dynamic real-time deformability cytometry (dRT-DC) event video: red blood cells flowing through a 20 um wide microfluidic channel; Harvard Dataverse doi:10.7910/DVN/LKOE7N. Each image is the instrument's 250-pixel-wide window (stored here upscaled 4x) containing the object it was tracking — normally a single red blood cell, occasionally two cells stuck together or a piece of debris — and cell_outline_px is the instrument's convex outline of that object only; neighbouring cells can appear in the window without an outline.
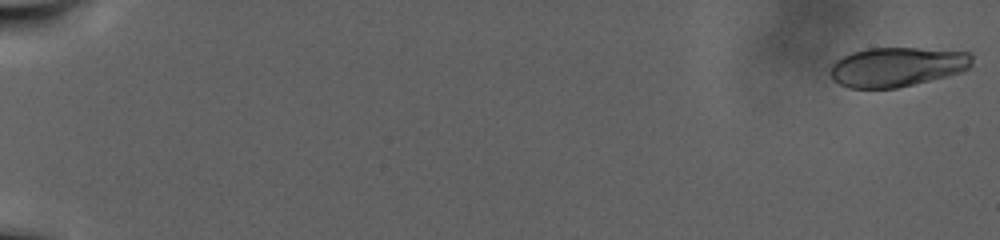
{"species": "human", "species_latin": "Homo sapiens", "temperature_condition": "warm", "stored_images_in_passage": 113, "camera_frame_rate_fps": 3000, "um_per_image_px": 0.085, "donor": {"sex": "male"}, "frame": {"image": 1, "passage_image": 2, "time_ms": 0.333, "image_size_px": [1000, 240], "cell_outline_px": [[972, 64], [968, 68], [960, 72], [896, 88], [848, 88], [832, 80], [828, 72], [832, 64], [836, 60], [852, 52], [868, 48], [920, 48], [968, 52], [972, 56]], "centroid_in_image_um": [76.19, 5.68], "position_along_channel_um": 8.8, "area_um2": 32.43}}
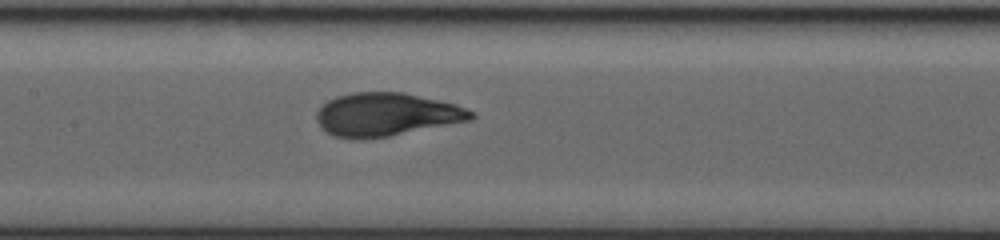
{"frame": {"image": 2, "passage_image": 61, "time_ms": 20.0, "image_size_px": [1000, 240], "cell_outline_px": [[476, 116], [472, 120], [388, 136], [364, 140], [352, 140], [332, 136], [320, 128], [316, 120], [316, 112], [328, 100], [336, 96], [352, 92], [404, 92], [456, 104], [476, 112]], "centroid_in_image_um": [32.82, 9.74], "position_along_channel_um": 174.6, "area_um2": 39.42}}
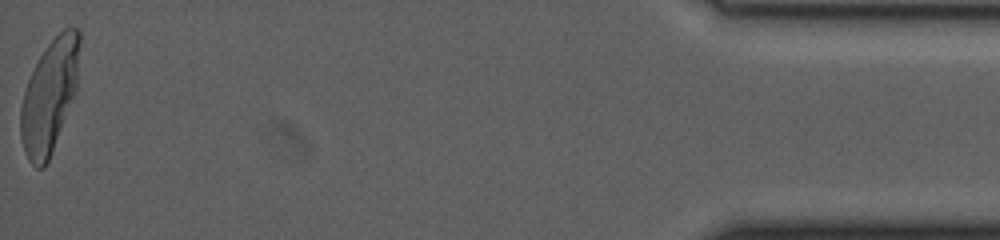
{"frame": {"image": 3, "passage_image": 113, "time_ms": 37.333, "image_size_px": [1000, 240], "cell_outline_px": [[80, 40], [76, 92], [52, 152], [44, 168], [36, 168], [28, 160], [24, 152], [20, 136], [20, 108], [24, 92], [28, 80], [40, 56], [48, 44], [64, 28], [80, 28]], "centroid_in_image_um": [4.2, 8.19], "position_along_channel_um": 431.0, "area_um2": 38.61}}